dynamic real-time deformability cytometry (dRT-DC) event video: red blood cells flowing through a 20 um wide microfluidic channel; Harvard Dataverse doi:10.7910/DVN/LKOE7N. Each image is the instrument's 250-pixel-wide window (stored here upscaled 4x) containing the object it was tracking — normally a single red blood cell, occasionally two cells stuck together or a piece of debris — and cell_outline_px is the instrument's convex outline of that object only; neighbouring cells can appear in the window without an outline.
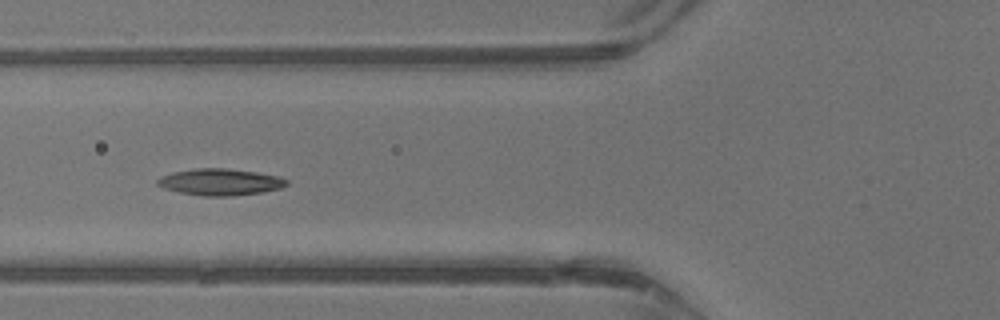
{"species": "common noctule bat (a hibernating species)", "species_latin": "Nyctalus noctula", "temperature_condition": "warm", "stored_images_in_passage": 31, "camera_frame_rate_fps": 3000, "um_per_image_px": 0.085, "animal": {"sex": "male", "body_mass_g": 13.3}, "frame": {"image": 1, "passage_image": 5, "time_ms": 1.333, "image_size_px": [1000, 320], "cell_outline_px": [[288, 184], [280, 188], [260, 192], [232, 196], [204, 196], [180, 192], [164, 188], [156, 184], [156, 180], [160, 176], [172, 172], [196, 168], [224, 168], [256, 172], [280, 176], [288, 180]], "centroid_in_image_um": [18.7, 15.46], "position_along_channel_um": 107.1, "area_um2": 20.0}}
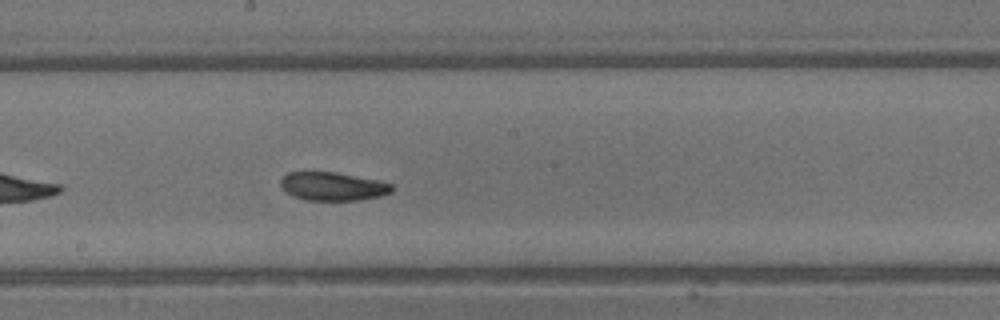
{"frame": {"image": 2, "passage_image": 12, "time_ms": 3.667, "image_size_px": [1000, 320], "cell_outline_px": [[392, 192], [380, 196], [360, 200], [304, 200], [292, 196], [280, 184], [280, 180], [288, 172], [336, 172], [376, 180], [392, 184]], "centroid_in_image_um": [28.28, 15.84], "position_along_channel_um": 219.9, "area_um2": 18.26}}
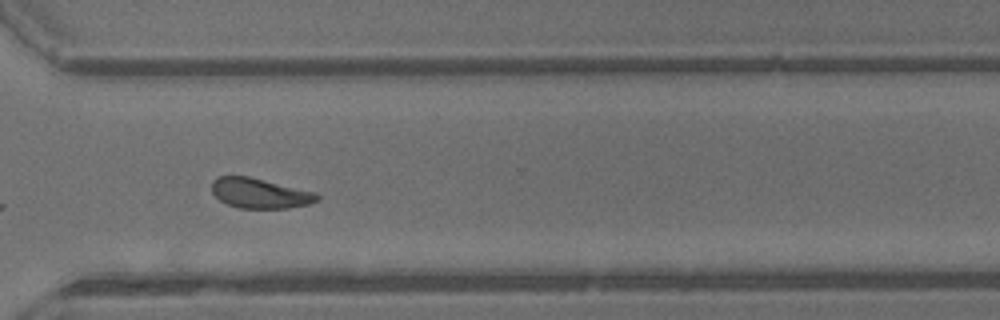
{"frame": {"image": 3, "passage_image": 20, "time_ms": 6.333, "image_size_px": [1000, 320], "cell_outline_px": [[320, 200], [308, 204], [288, 208], [240, 208], [228, 204], [220, 200], [212, 192], [212, 180], [216, 176], [248, 176], [316, 192], [320, 196]], "centroid_in_image_um": [22.1, 16.42], "position_along_channel_um": 348.5, "area_um2": 18.44}, "authors_computed_cell_mechanics": {"area_um2": 18.6694, "velocity_mm_per_s": 4.8351, "shape_relaxation_time_tau1_ms": 3.0679, "shape_relaxation_time_tau2_ms": 3.0519, "deformation_change_tau1": 0.1108, "deformation_change_tau2": 0.107}}